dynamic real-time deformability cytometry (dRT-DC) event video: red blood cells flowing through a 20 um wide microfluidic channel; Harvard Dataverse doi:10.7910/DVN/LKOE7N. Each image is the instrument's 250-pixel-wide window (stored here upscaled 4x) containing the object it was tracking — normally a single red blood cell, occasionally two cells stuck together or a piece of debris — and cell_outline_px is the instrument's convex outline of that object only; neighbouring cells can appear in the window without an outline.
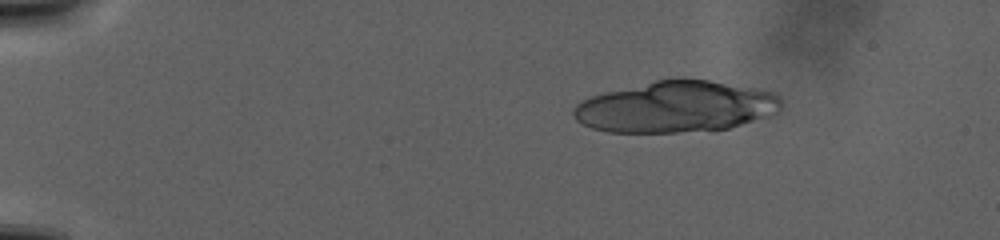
{"species": "human", "species_latin": "Homo sapiens", "temperature_condition": "warm", "stored_images_in_passage": 32, "camera_frame_rate_fps": 3000, "um_per_image_px": 0.085, "donor": {"sex": "male"}, "frame": {"image": 1, "passage_image": 1, "time_ms": 0.0, "image_size_px": [1000, 240], "cell_outline_px": [[780, 108], [776, 112], [768, 116], [728, 128], [712, 132], [608, 132], [592, 128], [576, 120], [572, 116], [572, 108], [580, 100], [604, 92], [656, 80], [684, 76], [708, 80], [752, 88], [772, 92], [780, 100]], "centroid_in_image_um": [57.4, 9.08], "position_along_channel_um": 27.6, "area_um2": 62.48}}